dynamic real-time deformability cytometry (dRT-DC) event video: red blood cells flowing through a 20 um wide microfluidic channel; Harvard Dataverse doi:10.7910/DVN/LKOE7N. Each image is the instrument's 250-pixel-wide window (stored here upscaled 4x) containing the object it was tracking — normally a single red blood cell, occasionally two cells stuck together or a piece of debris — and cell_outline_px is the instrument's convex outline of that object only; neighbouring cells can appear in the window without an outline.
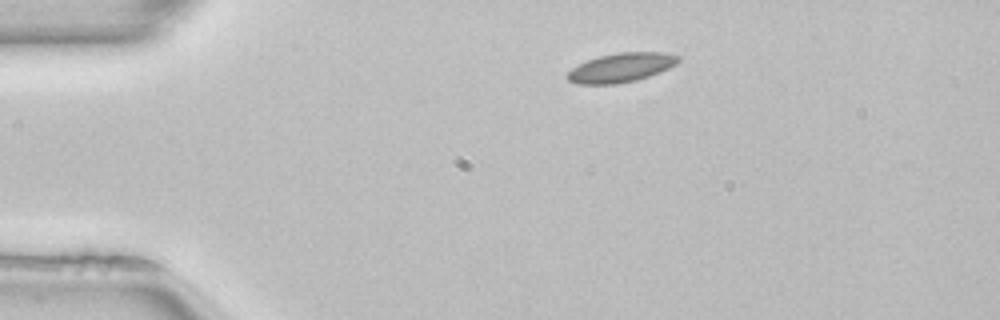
{"species": "common noctule bat (a hibernating species)", "species_latin": "Nyctalus noctula", "temperature_condition": "room temperature", "stored_images_in_passage": 43, "camera_frame_rate_fps": 3000, "um_per_image_px": 0.085, "animal": {"sex": "female", "body_mass_g": 22.7, "forearm_length_mm": 54.2}, "frame": {"image": 1, "passage_image": 2, "time_ms": 0.333, "image_size_px": [1000, 320], "cell_outline_px": [[680, 60], [676, 64], [660, 72], [636, 80], [616, 84], [576, 84], [568, 80], [564, 76], [572, 68], [588, 60], [600, 56], [616, 52], [664, 52], [680, 56]], "centroid_in_image_um": [52.79, 5.74], "position_along_channel_um": 32.2, "area_um2": 18.84}}
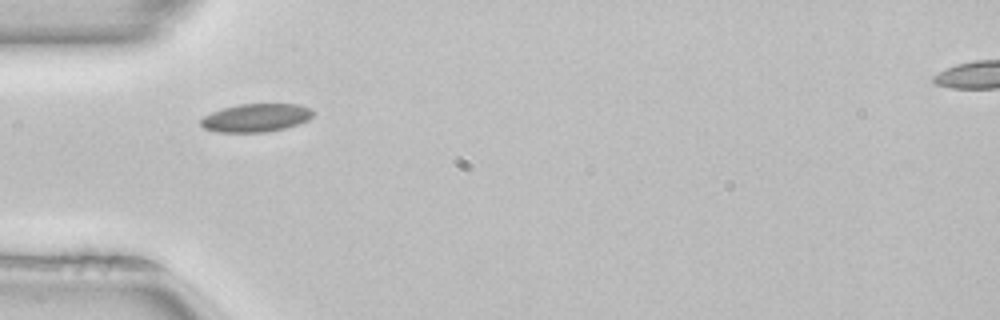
{"frame": {"image": 2, "passage_image": 8, "time_ms": 2.333, "image_size_px": [1000, 320], "cell_outline_px": [[316, 112], [308, 120], [284, 128], [264, 132], [216, 132], [204, 128], [200, 124], [200, 120], [204, 116], [212, 112], [224, 108], [240, 104], [300, 104], [312, 108]], "centroid_in_image_um": [21.78, 10.0], "position_along_channel_um": 63.2, "area_um2": 18.44}}
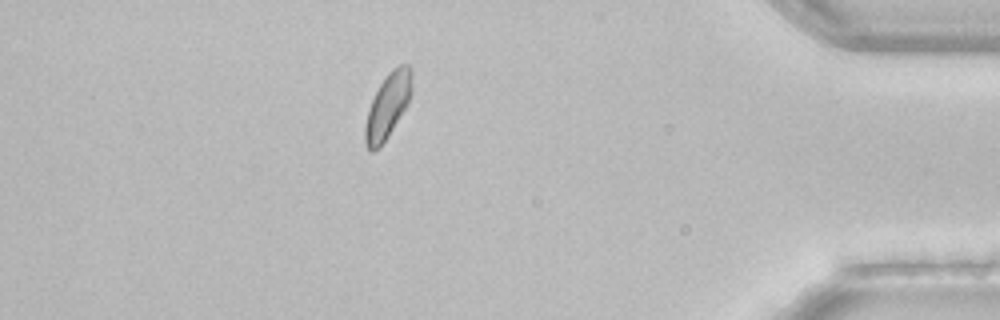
{"frame": {"image": 3, "passage_image": 37, "time_ms": 12.0, "image_size_px": [1000, 320], "cell_outline_px": [[412, 92], [408, 104], [388, 136], [380, 148], [372, 152], [368, 152], [364, 144], [364, 128], [368, 108], [380, 84], [388, 72], [392, 68], [400, 64], [408, 64], [412, 68]], "centroid_in_image_um": [32.95, 9.01], "position_along_channel_um": 402.2, "area_um2": 18.03}}